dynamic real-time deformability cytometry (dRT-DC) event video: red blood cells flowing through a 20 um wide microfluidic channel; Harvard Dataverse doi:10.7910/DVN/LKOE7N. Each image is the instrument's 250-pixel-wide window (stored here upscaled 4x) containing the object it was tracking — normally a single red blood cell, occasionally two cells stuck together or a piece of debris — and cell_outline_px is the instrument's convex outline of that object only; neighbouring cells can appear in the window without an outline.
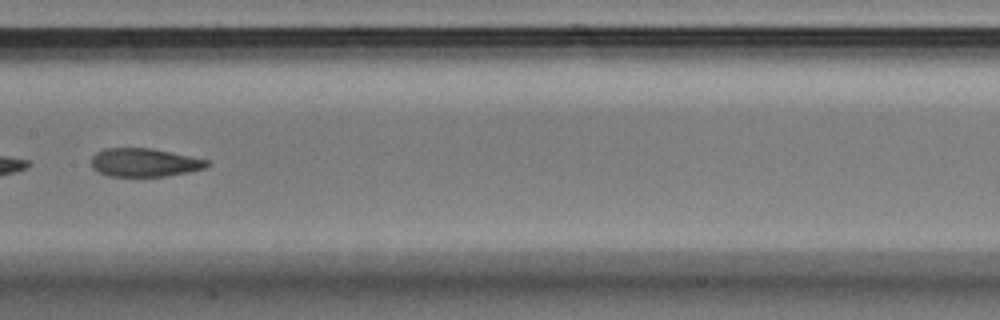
{"species": "Egyptian fruit bat (a non-hibernating species)", "species_latin": "Rousettus aegyptiacus", "temperature_condition": "warm", "stored_images_in_passage": 37, "segment_of_instrument_passage": [2, 2], "camera_frame_rate_fps": 3000, "um_per_image_px": 0.085, "animal": {"sex": "male"}, "frame": {"image": 1, "passage_image": 18, "time_ms": 5.667, "image_size_px": [1000, 320], "cell_outline_px": [[212, 164], [204, 168], [188, 172], [164, 176], [108, 176], [92, 168], [92, 156], [96, 152], [104, 148], [152, 148], [208, 160]], "centroid_in_image_um": [12.27, 13.81], "position_along_channel_um": 195.1, "area_um2": 19.07}}
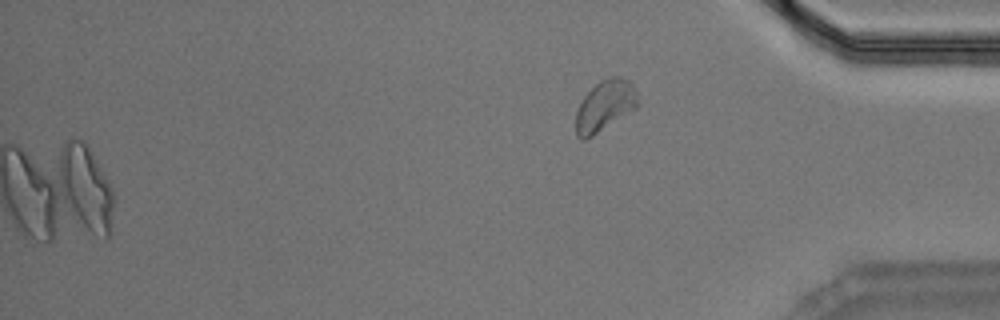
{"frame": {"image": 2, "passage_image": 37, "time_ms": 12.0, "image_size_px": [1000, 320], "cell_outline_px": [[640, 104], [636, 108], [592, 136], [584, 140], [580, 140], [576, 136], [576, 112], [584, 96], [600, 80], [612, 76], [620, 76], [628, 80], [632, 84], [636, 92]], "centroid_in_image_um": [51.42, 8.98], "position_along_channel_um": 383.8, "area_um2": 18.26}}